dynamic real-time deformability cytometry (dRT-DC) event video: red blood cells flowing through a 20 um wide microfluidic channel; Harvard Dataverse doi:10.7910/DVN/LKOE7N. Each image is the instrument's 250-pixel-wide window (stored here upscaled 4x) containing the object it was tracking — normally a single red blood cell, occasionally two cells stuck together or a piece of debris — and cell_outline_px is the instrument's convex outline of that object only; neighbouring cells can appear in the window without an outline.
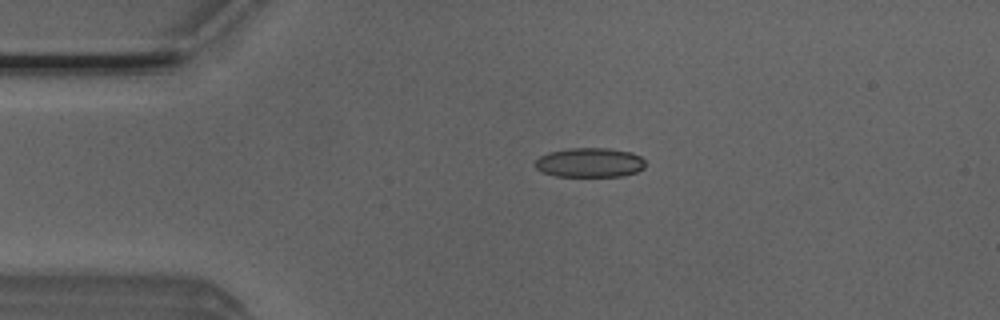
{"species": "Egyptian fruit bat (a non-hibernating species)", "species_latin": "Rousettus aegyptiacus", "temperature_condition": "room temperature", "stored_images_in_passage": 52, "camera_frame_rate_fps": 3000, "um_per_image_px": 0.085, "animal": {"sex": "male"}, "frame": {"image": 1, "passage_image": 11, "time_ms": 3.333, "image_size_px": [1000, 320], "cell_outline_px": [[644, 168], [636, 172], [624, 176], [556, 176], [544, 172], [536, 168], [536, 160], [540, 156], [548, 152], [568, 148], [608, 148], [632, 152], [640, 156], [644, 160]], "centroid_in_image_um": [50.14, 13.81], "position_along_channel_um": 34.9, "area_um2": 18.9}}
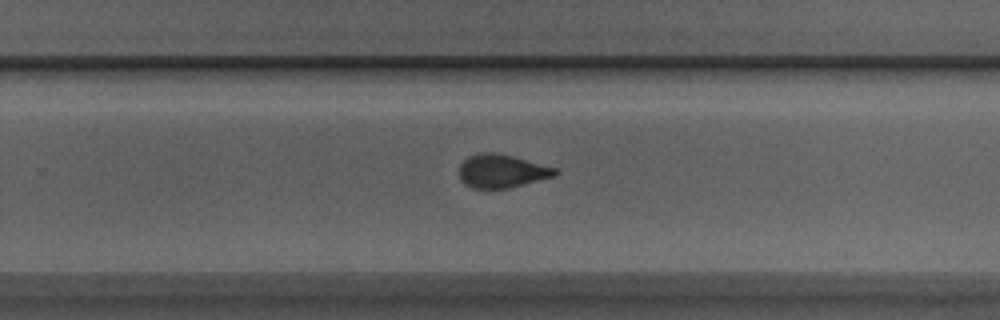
{"frame": {"image": 2, "passage_image": 33, "time_ms": 10.667, "image_size_px": [1000, 320], "cell_outline_px": [[560, 172], [556, 176], [508, 188], [472, 188], [464, 184], [460, 180], [460, 164], [468, 156], [484, 152], [492, 152], [512, 156], [556, 168]], "centroid_in_image_um": [42.65, 14.55], "position_along_channel_um": 287.1, "area_um2": 18.55}}
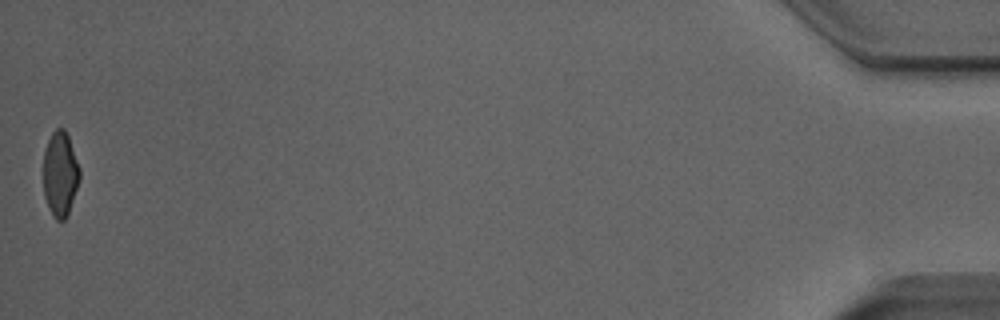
{"frame": {"image": 3, "passage_image": 52, "time_ms": 17.0, "image_size_px": [1000, 320], "cell_outline_px": [[80, 180], [68, 216], [64, 220], [56, 220], [52, 216], [44, 196], [44, 148], [52, 132], [56, 128], [64, 128], [68, 136], [80, 168]], "centroid_in_image_um": [5.12, 14.81], "position_along_channel_um": 430.1, "area_um2": 18.15}, "authors_computed_cell_mechanics": {"area_um2": 18.9584, "velocity_mm_per_s": 3.9062, "shape_relaxation_time_tau1_ms": 4.8891, "shape_relaxation_time_tau2_ms": 0.8001, "deformation_change_tau1": 0.1384, "deformation_change_tau2": 0.0668}}